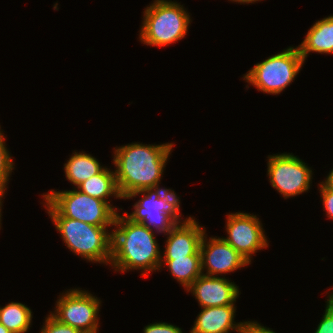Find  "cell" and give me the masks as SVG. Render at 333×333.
I'll use <instances>...</instances> for the list:
<instances>
[{
    "instance_id": "obj_1",
    "label": "cell",
    "mask_w": 333,
    "mask_h": 333,
    "mask_svg": "<svg viewBox=\"0 0 333 333\" xmlns=\"http://www.w3.org/2000/svg\"><path fill=\"white\" fill-rule=\"evenodd\" d=\"M174 143L116 146L113 150L116 183L120 195L158 187Z\"/></svg>"
},
{
    "instance_id": "obj_2",
    "label": "cell",
    "mask_w": 333,
    "mask_h": 333,
    "mask_svg": "<svg viewBox=\"0 0 333 333\" xmlns=\"http://www.w3.org/2000/svg\"><path fill=\"white\" fill-rule=\"evenodd\" d=\"M112 230L110 265L116 272L142 270L141 276L161 269V249L155 231L117 213ZM116 228V229H115Z\"/></svg>"
},
{
    "instance_id": "obj_3",
    "label": "cell",
    "mask_w": 333,
    "mask_h": 333,
    "mask_svg": "<svg viewBox=\"0 0 333 333\" xmlns=\"http://www.w3.org/2000/svg\"><path fill=\"white\" fill-rule=\"evenodd\" d=\"M44 206L66 247L89 262L110 264L112 232L110 227L94 226L63 217L44 197Z\"/></svg>"
},
{
    "instance_id": "obj_4",
    "label": "cell",
    "mask_w": 333,
    "mask_h": 333,
    "mask_svg": "<svg viewBox=\"0 0 333 333\" xmlns=\"http://www.w3.org/2000/svg\"><path fill=\"white\" fill-rule=\"evenodd\" d=\"M139 39L147 46L164 47L185 37L192 20L178 2L154 0L143 12Z\"/></svg>"
},
{
    "instance_id": "obj_5",
    "label": "cell",
    "mask_w": 333,
    "mask_h": 333,
    "mask_svg": "<svg viewBox=\"0 0 333 333\" xmlns=\"http://www.w3.org/2000/svg\"><path fill=\"white\" fill-rule=\"evenodd\" d=\"M141 199L133 205L132 213L124 212L125 216L145 225L156 233H168L177 223L182 221L180 214V198L175 191L167 188L151 187L134 191L122 199H133L139 195ZM155 229V230H154Z\"/></svg>"
},
{
    "instance_id": "obj_6",
    "label": "cell",
    "mask_w": 333,
    "mask_h": 333,
    "mask_svg": "<svg viewBox=\"0 0 333 333\" xmlns=\"http://www.w3.org/2000/svg\"><path fill=\"white\" fill-rule=\"evenodd\" d=\"M304 63L298 47L290 46L263 62L256 63L244 74L243 80L255 86L258 91L278 95L292 84Z\"/></svg>"
},
{
    "instance_id": "obj_7",
    "label": "cell",
    "mask_w": 333,
    "mask_h": 333,
    "mask_svg": "<svg viewBox=\"0 0 333 333\" xmlns=\"http://www.w3.org/2000/svg\"><path fill=\"white\" fill-rule=\"evenodd\" d=\"M44 197L63 217L99 227H112L118 209L101 199L89 196L78 189L50 190Z\"/></svg>"
},
{
    "instance_id": "obj_8",
    "label": "cell",
    "mask_w": 333,
    "mask_h": 333,
    "mask_svg": "<svg viewBox=\"0 0 333 333\" xmlns=\"http://www.w3.org/2000/svg\"><path fill=\"white\" fill-rule=\"evenodd\" d=\"M55 310L50 314L59 322L79 329L82 333L99 332L101 300L80 288L68 289L59 295Z\"/></svg>"
},
{
    "instance_id": "obj_9",
    "label": "cell",
    "mask_w": 333,
    "mask_h": 333,
    "mask_svg": "<svg viewBox=\"0 0 333 333\" xmlns=\"http://www.w3.org/2000/svg\"><path fill=\"white\" fill-rule=\"evenodd\" d=\"M267 175L271 186L283 198L308 192L312 183L311 167L292 153L268 155Z\"/></svg>"
},
{
    "instance_id": "obj_10",
    "label": "cell",
    "mask_w": 333,
    "mask_h": 333,
    "mask_svg": "<svg viewBox=\"0 0 333 333\" xmlns=\"http://www.w3.org/2000/svg\"><path fill=\"white\" fill-rule=\"evenodd\" d=\"M226 218L227 236L222 238L251 264V256L269 246L261 221L246 212L230 213Z\"/></svg>"
},
{
    "instance_id": "obj_11",
    "label": "cell",
    "mask_w": 333,
    "mask_h": 333,
    "mask_svg": "<svg viewBox=\"0 0 333 333\" xmlns=\"http://www.w3.org/2000/svg\"><path fill=\"white\" fill-rule=\"evenodd\" d=\"M215 237L207 239L205 233L201 241L200 255L203 275L218 277V275L228 274L250 264L223 238ZM205 271L206 273H204Z\"/></svg>"
},
{
    "instance_id": "obj_12",
    "label": "cell",
    "mask_w": 333,
    "mask_h": 333,
    "mask_svg": "<svg viewBox=\"0 0 333 333\" xmlns=\"http://www.w3.org/2000/svg\"><path fill=\"white\" fill-rule=\"evenodd\" d=\"M206 230L191 216L177 223L168 233L161 260L174 257L201 256L200 245Z\"/></svg>"
},
{
    "instance_id": "obj_13",
    "label": "cell",
    "mask_w": 333,
    "mask_h": 333,
    "mask_svg": "<svg viewBox=\"0 0 333 333\" xmlns=\"http://www.w3.org/2000/svg\"><path fill=\"white\" fill-rule=\"evenodd\" d=\"M201 308L235 305L240 290L234 281L225 277L199 276L187 289Z\"/></svg>"
},
{
    "instance_id": "obj_14",
    "label": "cell",
    "mask_w": 333,
    "mask_h": 333,
    "mask_svg": "<svg viewBox=\"0 0 333 333\" xmlns=\"http://www.w3.org/2000/svg\"><path fill=\"white\" fill-rule=\"evenodd\" d=\"M194 325L190 329L192 333H247L250 321H234L236 315L235 305H225L220 307L201 308Z\"/></svg>"
},
{
    "instance_id": "obj_15",
    "label": "cell",
    "mask_w": 333,
    "mask_h": 333,
    "mask_svg": "<svg viewBox=\"0 0 333 333\" xmlns=\"http://www.w3.org/2000/svg\"><path fill=\"white\" fill-rule=\"evenodd\" d=\"M297 47L304 61L311 52L333 54V15L317 20Z\"/></svg>"
},
{
    "instance_id": "obj_16",
    "label": "cell",
    "mask_w": 333,
    "mask_h": 333,
    "mask_svg": "<svg viewBox=\"0 0 333 333\" xmlns=\"http://www.w3.org/2000/svg\"><path fill=\"white\" fill-rule=\"evenodd\" d=\"M65 178L78 187L82 182L100 173L105 167L90 154L74 152L64 164Z\"/></svg>"
},
{
    "instance_id": "obj_17",
    "label": "cell",
    "mask_w": 333,
    "mask_h": 333,
    "mask_svg": "<svg viewBox=\"0 0 333 333\" xmlns=\"http://www.w3.org/2000/svg\"><path fill=\"white\" fill-rule=\"evenodd\" d=\"M77 189L89 196L109 202V204H111V201H108L109 197L112 198L113 196L116 199H122L117 187L115 171L107 167L82 182Z\"/></svg>"
},
{
    "instance_id": "obj_18",
    "label": "cell",
    "mask_w": 333,
    "mask_h": 333,
    "mask_svg": "<svg viewBox=\"0 0 333 333\" xmlns=\"http://www.w3.org/2000/svg\"><path fill=\"white\" fill-rule=\"evenodd\" d=\"M168 267L170 274L187 289L202 275L201 256L174 257V260H161V269Z\"/></svg>"
},
{
    "instance_id": "obj_19",
    "label": "cell",
    "mask_w": 333,
    "mask_h": 333,
    "mask_svg": "<svg viewBox=\"0 0 333 333\" xmlns=\"http://www.w3.org/2000/svg\"><path fill=\"white\" fill-rule=\"evenodd\" d=\"M32 310L20 302L0 307V323L11 333H27L32 324Z\"/></svg>"
},
{
    "instance_id": "obj_20",
    "label": "cell",
    "mask_w": 333,
    "mask_h": 333,
    "mask_svg": "<svg viewBox=\"0 0 333 333\" xmlns=\"http://www.w3.org/2000/svg\"><path fill=\"white\" fill-rule=\"evenodd\" d=\"M1 130L0 126V186L8 188L9 177H11L10 175L15 165L12 155H10L6 147L4 133Z\"/></svg>"
},
{
    "instance_id": "obj_21",
    "label": "cell",
    "mask_w": 333,
    "mask_h": 333,
    "mask_svg": "<svg viewBox=\"0 0 333 333\" xmlns=\"http://www.w3.org/2000/svg\"><path fill=\"white\" fill-rule=\"evenodd\" d=\"M40 333H82L79 329L63 324L50 313L45 318Z\"/></svg>"
},
{
    "instance_id": "obj_22",
    "label": "cell",
    "mask_w": 333,
    "mask_h": 333,
    "mask_svg": "<svg viewBox=\"0 0 333 333\" xmlns=\"http://www.w3.org/2000/svg\"><path fill=\"white\" fill-rule=\"evenodd\" d=\"M325 313L317 325L315 333H333V301L327 297Z\"/></svg>"
},
{
    "instance_id": "obj_23",
    "label": "cell",
    "mask_w": 333,
    "mask_h": 333,
    "mask_svg": "<svg viewBox=\"0 0 333 333\" xmlns=\"http://www.w3.org/2000/svg\"><path fill=\"white\" fill-rule=\"evenodd\" d=\"M319 185V191L320 196L322 197V204L323 208L326 212V216L331 220H333V189L330 187H327L323 182H320Z\"/></svg>"
},
{
    "instance_id": "obj_24",
    "label": "cell",
    "mask_w": 333,
    "mask_h": 333,
    "mask_svg": "<svg viewBox=\"0 0 333 333\" xmlns=\"http://www.w3.org/2000/svg\"><path fill=\"white\" fill-rule=\"evenodd\" d=\"M143 333H183L178 326L166 322H155L144 327Z\"/></svg>"
},
{
    "instance_id": "obj_25",
    "label": "cell",
    "mask_w": 333,
    "mask_h": 333,
    "mask_svg": "<svg viewBox=\"0 0 333 333\" xmlns=\"http://www.w3.org/2000/svg\"><path fill=\"white\" fill-rule=\"evenodd\" d=\"M247 333H275V331H273L270 328H267L266 326H262L261 324H259L257 321H250L249 325H248V329H247Z\"/></svg>"
},
{
    "instance_id": "obj_26",
    "label": "cell",
    "mask_w": 333,
    "mask_h": 333,
    "mask_svg": "<svg viewBox=\"0 0 333 333\" xmlns=\"http://www.w3.org/2000/svg\"><path fill=\"white\" fill-rule=\"evenodd\" d=\"M327 187H330L333 189V168L328 173V175L325 178V181H322Z\"/></svg>"
},
{
    "instance_id": "obj_27",
    "label": "cell",
    "mask_w": 333,
    "mask_h": 333,
    "mask_svg": "<svg viewBox=\"0 0 333 333\" xmlns=\"http://www.w3.org/2000/svg\"><path fill=\"white\" fill-rule=\"evenodd\" d=\"M6 189H7V188L0 186V229H1V224H2V223H1V221H2V220H1V217H2V214H1L2 212H1V211H2V204H3L2 199H3V197H4L5 194H6V193H5V192H6V191H5Z\"/></svg>"
},
{
    "instance_id": "obj_28",
    "label": "cell",
    "mask_w": 333,
    "mask_h": 333,
    "mask_svg": "<svg viewBox=\"0 0 333 333\" xmlns=\"http://www.w3.org/2000/svg\"><path fill=\"white\" fill-rule=\"evenodd\" d=\"M232 2L240 3V4H248V3H254L257 1H262V0H230Z\"/></svg>"
},
{
    "instance_id": "obj_29",
    "label": "cell",
    "mask_w": 333,
    "mask_h": 333,
    "mask_svg": "<svg viewBox=\"0 0 333 333\" xmlns=\"http://www.w3.org/2000/svg\"><path fill=\"white\" fill-rule=\"evenodd\" d=\"M0 333H11L4 325L0 323Z\"/></svg>"
},
{
    "instance_id": "obj_30",
    "label": "cell",
    "mask_w": 333,
    "mask_h": 333,
    "mask_svg": "<svg viewBox=\"0 0 333 333\" xmlns=\"http://www.w3.org/2000/svg\"><path fill=\"white\" fill-rule=\"evenodd\" d=\"M331 288L333 289V286H332ZM328 296H333V292H332V293H330Z\"/></svg>"
},
{
    "instance_id": "obj_31",
    "label": "cell",
    "mask_w": 333,
    "mask_h": 333,
    "mask_svg": "<svg viewBox=\"0 0 333 333\" xmlns=\"http://www.w3.org/2000/svg\"><path fill=\"white\" fill-rule=\"evenodd\" d=\"M327 297H329L333 301V296H327Z\"/></svg>"
}]
</instances>
